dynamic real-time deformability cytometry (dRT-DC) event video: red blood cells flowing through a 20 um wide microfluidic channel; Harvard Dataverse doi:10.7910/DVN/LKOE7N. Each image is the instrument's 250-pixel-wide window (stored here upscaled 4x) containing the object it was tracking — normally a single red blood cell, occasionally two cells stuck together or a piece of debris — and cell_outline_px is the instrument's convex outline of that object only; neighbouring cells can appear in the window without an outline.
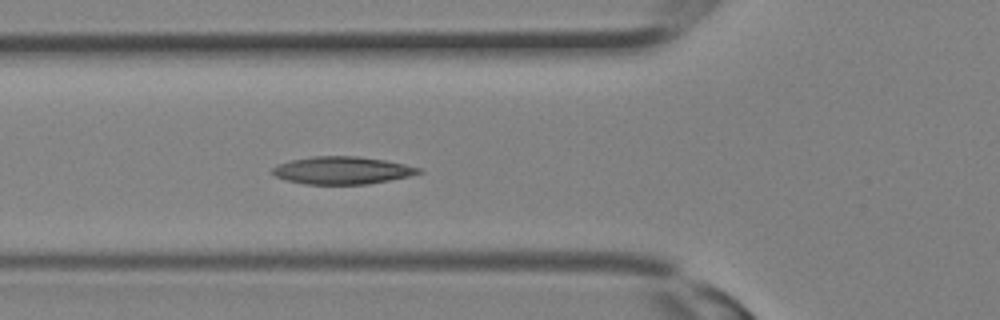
{"species": "Egyptian fruit bat (a non-hibernating species)", "species_latin": "Rousettus aegyptiacus", "temperature_condition": "room temperature", "stored_images_in_passage": 8, "camera_frame_rate_fps": 3000, "um_per_image_px": 0.085, "animal": {"sex": "female"}, "frame": {"image": 1, "passage_image": 6, "time_ms": 1.667, "image_size_px": [1000, 320], "cell_outline_px": [[424, 172], [408, 176], [368, 184], [304, 184], [288, 180], [276, 176], [272, 172], [272, 168], [276, 164], [292, 160], [312, 156], [360, 156], [384, 160], [404, 164], [420, 168]], "centroid_in_image_um": [29.07, 14.47], "position_along_channel_um": 96.7, "area_um2": 23.35}}
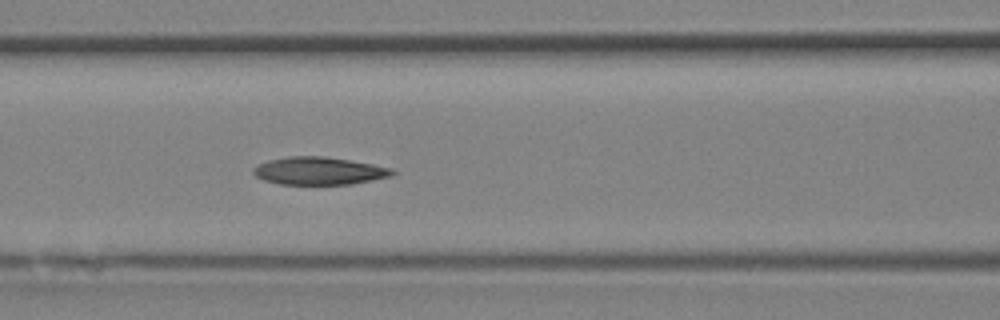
{"frame": {"image": 2, "passage_image": 8, "time_ms": 2.333, "image_size_px": [1000, 320], "cell_outline_px": [[396, 172], [392, 176], [352, 184], [280, 184], [264, 180], [256, 176], [252, 172], [252, 168], [256, 164], [268, 160], [288, 156], [324, 156], [372, 164], [392, 168]], "centroid_in_image_um": [27.09, 14.52], "position_along_channel_um": 139.5, "area_um2": 22.48}}